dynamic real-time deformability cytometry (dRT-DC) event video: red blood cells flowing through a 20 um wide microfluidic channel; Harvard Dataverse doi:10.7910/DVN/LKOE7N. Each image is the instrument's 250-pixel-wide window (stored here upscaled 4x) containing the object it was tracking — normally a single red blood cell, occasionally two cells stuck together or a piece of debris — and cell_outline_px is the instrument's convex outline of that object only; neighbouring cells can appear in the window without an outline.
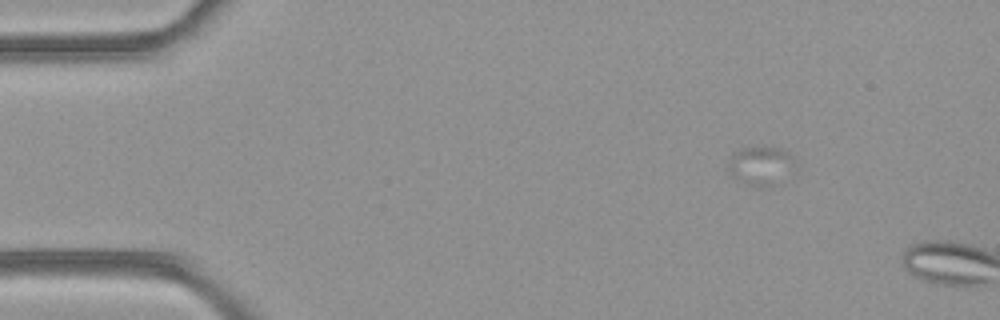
{"species": "common noctule bat (a hibernating species)", "species_latin": "Nyctalus noctula", "temperature_condition": "room temperature", "stored_images_in_passage": 6, "camera_frame_rate_fps": 3000, "um_per_image_px": 0.085, "animal": {"sex": "female", "body_mass_g": 21.9}, "frame": {"image": 1, "passage_image": 4, "time_ms": 1.0, "image_size_px": [1000, 320], "cell_outline_px": [[792, 156], [772, 184], [768, 188], [756, 188], [744, 184], [736, 180], [732, 176], [728, 168], [728, 160], [736, 152], [744, 148], [784, 148]], "centroid_in_image_um": [64.45, 14.09], "position_along_channel_um": 20.6, "area_um2": 13.76}}